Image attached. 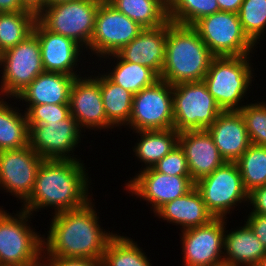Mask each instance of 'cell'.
Wrapping results in <instances>:
<instances>
[{"mask_svg": "<svg viewBox=\"0 0 266 266\" xmlns=\"http://www.w3.org/2000/svg\"><path fill=\"white\" fill-rule=\"evenodd\" d=\"M38 266H46L45 264H44V262H42L40 265H38Z\"/></svg>", "mask_w": 266, "mask_h": 266, "instance_id": "7dc6e473", "label": "cell"}, {"mask_svg": "<svg viewBox=\"0 0 266 266\" xmlns=\"http://www.w3.org/2000/svg\"><path fill=\"white\" fill-rule=\"evenodd\" d=\"M218 266H231V265H228V264H221V265H218Z\"/></svg>", "mask_w": 266, "mask_h": 266, "instance_id": "bcb514c9", "label": "cell"}, {"mask_svg": "<svg viewBox=\"0 0 266 266\" xmlns=\"http://www.w3.org/2000/svg\"><path fill=\"white\" fill-rule=\"evenodd\" d=\"M207 131L226 162H236L251 145L239 111H222Z\"/></svg>", "mask_w": 266, "mask_h": 266, "instance_id": "ffe728a7", "label": "cell"}, {"mask_svg": "<svg viewBox=\"0 0 266 266\" xmlns=\"http://www.w3.org/2000/svg\"><path fill=\"white\" fill-rule=\"evenodd\" d=\"M85 170L81 160L43 159L32 193L21 209L33 215L34 211L51 207L55 211L52 214H57L86 205L92 194L91 179Z\"/></svg>", "mask_w": 266, "mask_h": 266, "instance_id": "7a4b0ae2", "label": "cell"}, {"mask_svg": "<svg viewBox=\"0 0 266 266\" xmlns=\"http://www.w3.org/2000/svg\"><path fill=\"white\" fill-rule=\"evenodd\" d=\"M167 22L155 28H144L117 54L125 61L150 67L159 76L165 60Z\"/></svg>", "mask_w": 266, "mask_h": 266, "instance_id": "44dd1931", "label": "cell"}, {"mask_svg": "<svg viewBox=\"0 0 266 266\" xmlns=\"http://www.w3.org/2000/svg\"><path fill=\"white\" fill-rule=\"evenodd\" d=\"M4 99L0 96V151L26 147L29 128L25 111L21 113Z\"/></svg>", "mask_w": 266, "mask_h": 266, "instance_id": "83f0119b", "label": "cell"}, {"mask_svg": "<svg viewBox=\"0 0 266 266\" xmlns=\"http://www.w3.org/2000/svg\"><path fill=\"white\" fill-rule=\"evenodd\" d=\"M42 161L29 145L0 151V190H6L23 203L32 193Z\"/></svg>", "mask_w": 266, "mask_h": 266, "instance_id": "2e32d148", "label": "cell"}, {"mask_svg": "<svg viewBox=\"0 0 266 266\" xmlns=\"http://www.w3.org/2000/svg\"><path fill=\"white\" fill-rule=\"evenodd\" d=\"M156 215L168 223L179 225L182 227L181 231L206 225L214 219L195 186L182 197L163 205L155 213V217Z\"/></svg>", "mask_w": 266, "mask_h": 266, "instance_id": "603a6c76", "label": "cell"}, {"mask_svg": "<svg viewBox=\"0 0 266 266\" xmlns=\"http://www.w3.org/2000/svg\"><path fill=\"white\" fill-rule=\"evenodd\" d=\"M236 164L248 192L266 185V146L251 144Z\"/></svg>", "mask_w": 266, "mask_h": 266, "instance_id": "1f68e13d", "label": "cell"}, {"mask_svg": "<svg viewBox=\"0 0 266 266\" xmlns=\"http://www.w3.org/2000/svg\"><path fill=\"white\" fill-rule=\"evenodd\" d=\"M220 11L217 0H169L168 19L193 26L201 18Z\"/></svg>", "mask_w": 266, "mask_h": 266, "instance_id": "d6a6232c", "label": "cell"}, {"mask_svg": "<svg viewBox=\"0 0 266 266\" xmlns=\"http://www.w3.org/2000/svg\"><path fill=\"white\" fill-rule=\"evenodd\" d=\"M144 28L103 0L96 14L95 28L89 44L99 59L117 53L135 39Z\"/></svg>", "mask_w": 266, "mask_h": 266, "instance_id": "7c38bea8", "label": "cell"}, {"mask_svg": "<svg viewBox=\"0 0 266 266\" xmlns=\"http://www.w3.org/2000/svg\"><path fill=\"white\" fill-rule=\"evenodd\" d=\"M246 102L241 113L251 144L266 146V102Z\"/></svg>", "mask_w": 266, "mask_h": 266, "instance_id": "e575fe53", "label": "cell"}, {"mask_svg": "<svg viewBox=\"0 0 266 266\" xmlns=\"http://www.w3.org/2000/svg\"><path fill=\"white\" fill-rule=\"evenodd\" d=\"M37 15L32 11L0 14V54L15 47L33 33Z\"/></svg>", "mask_w": 266, "mask_h": 266, "instance_id": "4dcf8cb0", "label": "cell"}, {"mask_svg": "<svg viewBox=\"0 0 266 266\" xmlns=\"http://www.w3.org/2000/svg\"><path fill=\"white\" fill-rule=\"evenodd\" d=\"M126 126L133 132L174 128L173 85L159 79L154 85L134 94Z\"/></svg>", "mask_w": 266, "mask_h": 266, "instance_id": "8fae6325", "label": "cell"}, {"mask_svg": "<svg viewBox=\"0 0 266 266\" xmlns=\"http://www.w3.org/2000/svg\"><path fill=\"white\" fill-rule=\"evenodd\" d=\"M155 171L167 175H190L187 159L183 149L178 144L153 167Z\"/></svg>", "mask_w": 266, "mask_h": 266, "instance_id": "8d00e7d4", "label": "cell"}, {"mask_svg": "<svg viewBox=\"0 0 266 266\" xmlns=\"http://www.w3.org/2000/svg\"><path fill=\"white\" fill-rule=\"evenodd\" d=\"M225 219L181 231L183 266H218L224 263Z\"/></svg>", "mask_w": 266, "mask_h": 266, "instance_id": "5bb4252c", "label": "cell"}, {"mask_svg": "<svg viewBox=\"0 0 266 266\" xmlns=\"http://www.w3.org/2000/svg\"><path fill=\"white\" fill-rule=\"evenodd\" d=\"M111 58L114 61L112 70L104 74L114 83L122 86L132 94H137L142 89L154 85L159 79V75L150 67H145L139 63H131L123 60L117 53L103 57V59ZM116 63H115V60Z\"/></svg>", "mask_w": 266, "mask_h": 266, "instance_id": "484cf974", "label": "cell"}, {"mask_svg": "<svg viewBox=\"0 0 266 266\" xmlns=\"http://www.w3.org/2000/svg\"><path fill=\"white\" fill-rule=\"evenodd\" d=\"M33 33L39 40L44 71L81 76V73H76L78 62L82 59L81 54L84 53L81 45L71 38L47 30L38 20L35 22Z\"/></svg>", "mask_w": 266, "mask_h": 266, "instance_id": "ac0fdd59", "label": "cell"}, {"mask_svg": "<svg viewBox=\"0 0 266 266\" xmlns=\"http://www.w3.org/2000/svg\"><path fill=\"white\" fill-rule=\"evenodd\" d=\"M68 1H74V0H44V8L58 4V3L68 2Z\"/></svg>", "mask_w": 266, "mask_h": 266, "instance_id": "ee69618b", "label": "cell"}, {"mask_svg": "<svg viewBox=\"0 0 266 266\" xmlns=\"http://www.w3.org/2000/svg\"><path fill=\"white\" fill-rule=\"evenodd\" d=\"M251 55L214 57L203 81L222 111H239L252 86Z\"/></svg>", "mask_w": 266, "mask_h": 266, "instance_id": "277c9868", "label": "cell"}, {"mask_svg": "<svg viewBox=\"0 0 266 266\" xmlns=\"http://www.w3.org/2000/svg\"><path fill=\"white\" fill-rule=\"evenodd\" d=\"M117 11L125 14L143 28H155L168 19L166 0H106Z\"/></svg>", "mask_w": 266, "mask_h": 266, "instance_id": "4316f807", "label": "cell"}, {"mask_svg": "<svg viewBox=\"0 0 266 266\" xmlns=\"http://www.w3.org/2000/svg\"><path fill=\"white\" fill-rule=\"evenodd\" d=\"M246 222L266 249V215L249 213Z\"/></svg>", "mask_w": 266, "mask_h": 266, "instance_id": "ab89813d", "label": "cell"}, {"mask_svg": "<svg viewBox=\"0 0 266 266\" xmlns=\"http://www.w3.org/2000/svg\"><path fill=\"white\" fill-rule=\"evenodd\" d=\"M76 77L57 72H42L15 98L24 105L69 104ZM24 101V102H23Z\"/></svg>", "mask_w": 266, "mask_h": 266, "instance_id": "7402d4cb", "label": "cell"}, {"mask_svg": "<svg viewBox=\"0 0 266 266\" xmlns=\"http://www.w3.org/2000/svg\"><path fill=\"white\" fill-rule=\"evenodd\" d=\"M1 67L3 70H0L2 71L0 95L6 99L15 98L44 72L38 37L32 33L15 47L2 52Z\"/></svg>", "mask_w": 266, "mask_h": 266, "instance_id": "30bf717a", "label": "cell"}, {"mask_svg": "<svg viewBox=\"0 0 266 266\" xmlns=\"http://www.w3.org/2000/svg\"><path fill=\"white\" fill-rule=\"evenodd\" d=\"M214 57L193 26L167 21L161 80L171 85L203 81Z\"/></svg>", "mask_w": 266, "mask_h": 266, "instance_id": "3957f363", "label": "cell"}, {"mask_svg": "<svg viewBox=\"0 0 266 266\" xmlns=\"http://www.w3.org/2000/svg\"><path fill=\"white\" fill-rule=\"evenodd\" d=\"M125 185L127 192L142 198L156 213L163 205L189 192L195 183L190 175H167L153 168L140 169Z\"/></svg>", "mask_w": 266, "mask_h": 266, "instance_id": "9a60e30c", "label": "cell"}, {"mask_svg": "<svg viewBox=\"0 0 266 266\" xmlns=\"http://www.w3.org/2000/svg\"><path fill=\"white\" fill-rule=\"evenodd\" d=\"M224 233V264L256 266L266 255L262 242L245 222L244 226Z\"/></svg>", "mask_w": 266, "mask_h": 266, "instance_id": "cb8c5ba5", "label": "cell"}, {"mask_svg": "<svg viewBox=\"0 0 266 266\" xmlns=\"http://www.w3.org/2000/svg\"><path fill=\"white\" fill-rule=\"evenodd\" d=\"M195 187L214 218H226L236 206L248 203V191L236 162H225L210 175L195 182Z\"/></svg>", "mask_w": 266, "mask_h": 266, "instance_id": "9c48e42d", "label": "cell"}, {"mask_svg": "<svg viewBox=\"0 0 266 266\" xmlns=\"http://www.w3.org/2000/svg\"><path fill=\"white\" fill-rule=\"evenodd\" d=\"M256 266H266V255L260 260Z\"/></svg>", "mask_w": 266, "mask_h": 266, "instance_id": "f6af8a7d", "label": "cell"}, {"mask_svg": "<svg viewBox=\"0 0 266 266\" xmlns=\"http://www.w3.org/2000/svg\"><path fill=\"white\" fill-rule=\"evenodd\" d=\"M29 11L23 7L19 0H0V12Z\"/></svg>", "mask_w": 266, "mask_h": 266, "instance_id": "60d3db41", "label": "cell"}, {"mask_svg": "<svg viewBox=\"0 0 266 266\" xmlns=\"http://www.w3.org/2000/svg\"><path fill=\"white\" fill-rule=\"evenodd\" d=\"M31 216L22 209L9 214L0 206V266H38L43 262L44 235L31 228Z\"/></svg>", "mask_w": 266, "mask_h": 266, "instance_id": "5b68a950", "label": "cell"}, {"mask_svg": "<svg viewBox=\"0 0 266 266\" xmlns=\"http://www.w3.org/2000/svg\"><path fill=\"white\" fill-rule=\"evenodd\" d=\"M93 203L52 215L47 238L43 236V257L102 259L116 233L101 227Z\"/></svg>", "mask_w": 266, "mask_h": 266, "instance_id": "6da1fadb", "label": "cell"}, {"mask_svg": "<svg viewBox=\"0 0 266 266\" xmlns=\"http://www.w3.org/2000/svg\"><path fill=\"white\" fill-rule=\"evenodd\" d=\"M238 16L245 34L258 45L266 30V0H243Z\"/></svg>", "mask_w": 266, "mask_h": 266, "instance_id": "836d02e7", "label": "cell"}, {"mask_svg": "<svg viewBox=\"0 0 266 266\" xmlns=\"http://www.w3.org/2000/svg\"><path fill=\"white\" fill-rule=\"evenodd\" d=\"M220 11L238 14L243 0H217Z\"/></svg>", "mask_w": 266, "mask_h": 266, "instance_id": "b9f144b4", "label": "cell"}, {"mask_svg": "<svg viewBox=\"0 0 266 266\" xmlns=\"http://www.w3.org/2000/svg\"><path fill=\"white\" fill-rule=\"evenodd\" d=\"M24 111L28 125L60 121L70 115L69 104L26 105Z\"/></svg>", "mask_w": 266, "mask_h": 266, "instance_id": "d590c367", "label": "cell"}, {"mask_svg": "<svg viewBox=\"0 0 266 266\" xmlns=\"http://www.w3.org/2000/svg\"><path fill=\"white\" fill-rule=\"evenodd\" d=\"M134 132L140 138L132 149L137 159L144 163L143 169L152 168L178 145L179 132L174 128Z\"/></svg>", "mask_w": 266, "mask_h": 266, "instance_id": "d4e9b609", "label": "cell"}, {"mask_svg": "<svg viewBox=\"0 0 266 266\" xmlns=\"http://www.w3.org/2000/svg\"><path fill=\"white\" fill-rule=\"evenodd\" d=\"M46 266H103L102 259L43 257Z\"/></svg>", "mask_w": 266, "mask_h": 266, "instance_id": "74e56055", "label": "cell"}, {"mask_svg": "<svg viewBox=\"0 0 266 266\" xmlns=\"http://www.w3.org/2000/svg\"><path fill=\"white\" fill-rule=\"evenodd\" d=\"M103 0H74L45 7L37 20L49 31L73 39L88 50L98 7Z\"/></svg>", "mask_w": 266, "mask_h": 266, "instance_id": "8992f818", "label": "cell"}, {"mask_svg": "<svg viewBox=\"0 0 266 266\" xmlns=\"http://www.w3.org/2000/svg\"><path fill=\"white\" fill-rule=\"evenodd\" d=\"M141 248L137 241L116 233L105 248L103 266H151L150 259Z\"/></svg>", "mask_w": 266, "mask_h": 266, "instance_id": "f546056e", "label": "cell"}, {"mask_svg": "<svg viewBox=\"0 0 266 266\" xmlns=\"http://www.w3.org/2000/svg\"><path fill=\"white\" fill-rule=\"evenodd\" d=\"M100 89L107 120L116 128L129 123L133 96L130 91L100 74Z\"/></svg>", "mask_w": 266, "mask_h": 266, "instance_id": "f1b7e54d", "label": "cell"}, {"mask_svg": "<svg viewBox=\"0 0 266 266\" xmlns=\"http://www.w3.org/2000/svg\"><path fill=\"white\" fill-rule=\"evenodd\" d=\"M178 144L184 151L190 176L194 183L210 175L226 162L207 130L180 132Z\"/></svg>", "mask_w": 266, "mask_h": 266, "instance_id": "d6986e66", "label": "cell"}, {"mask_svg": "<svg viewBox=\"0 0 266 266\" xmlns=\"http://www.w3.org/2000/svg\"><path fill=\"white\" fill-rule=\"evenodd\" d=\"M23 7L38 15L44 9V0H19Z\"/></svg>", "mask_w": 266, "mask_h": 266, "instance_id": "7bdbcfd3", "label": "cell"}, {"mask_svg": "<svg viewBox=\"0 0 266 266\" xmlns=\"http://www.w3.org/2000/svg\"><path fill=\"white\" fill-rule=\"evenodd\" d=\"M252 210L250 213L266 215V185L259 186L248 192V205Z\"/></svg>", "mask_w": 266, "mask_h": 266, "instance_id": "f35d334b", "label": "cell"}, {"mask_svg": "<svg viewBox=\"0 0 266 266\" xmlns=\"http://www.w3.org/2000/svg\"><path fill=\"white\" fill-rule=\"evenodd\" d=\"M193 27L215 57L255 53L256 45L245 34L236 13L218 11L201 18Z\"/></svg>", "mask_w": 266, "mask_h": 266, "instance_id": "ba28073f", "label": "cell"}, {"mask_svg": "<svg viewBox=\"0 0 266 266\" xmlns=\"http://www.w3.org/2000/svg\"><path fill=\"white\" fill-rule=\"evenodd\" d=\"M221 112L204 81L173 85L174 129L179 133L207 130Z\"/></svg>", "mask_w": 266, "mask_h": 266, "instance_id": "52a82bcc", "label": "cell"}, {"mask_svg": "<svg viewBox=\"0 0 266 266\" xmlns=\"http://www.w3.org/2000/svg\"><path fill=\"white\" fill-rule=\"evenodd\" d=\"M28 128V145L43 159H81L73 152L81 142L82 130L71 114L64 120L28 125Z\"/></svg>", "mask_w": 266, "mask_h": 266, "instance_id": "4fadbf2b", "label": "cell"}, {"mask_svg": "<svg viewBox=\"0 0 266 266\" xmlns=\"http://www.w3.org/2000/svg\"><path fill=\"white\" fill-rule=\"evenodd\" d=\"M98 76L76 77L70 91V114L76 119L80 129L108 130L114 126L107 120Z\"/></svg>", "mask_w": 266, "mask_h": 266, "instance_id": "e0dca14e", "label": "cell"}]
</instances>
